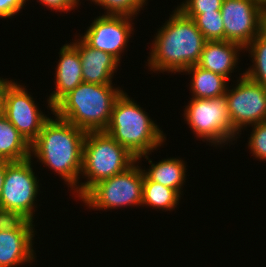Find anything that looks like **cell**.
<instances>
[{"label": "cell", "mask_w": 266, "mask_h": 267, "mask_svg": "<svg viewBox=\"0 0 266 267\" xmlns=\"http://www.w3.org/2000/svg\"><path fill=\"white\" fill-rule=\"evenodd\" d=\"M246 48L251 50L255 63L244 75L266 88V27Z\"/></svg>", "instance_id": "cell-21"}, {"label": "cell", "mask_w": 266, "mask_h": 267, "mask_svg": "<svg viewBox=\"0 0 266 267\" xmlns=\"http://www.w3.org/2000/svg\"><path fill=\"white\" fill-rule=\"evenodd\" d=\"M33 222L27 220L19 229L0 231V267H14L32 261Z\"/></svg>", "instance_id": "cell-13"}, {"label": "cell", "mask_w": 266, "mask_h": 267, "mask_svg": "<svg viewBox=\"0 0 266 267\" xmlns=\"http://www.w3.org/2000/svg\"><path fill=\"white\" fill-rule=\"evenodd\" d=\"M185 109V119L198 137L222 144L236 132L231 124L226 96L211 99L192 98Z\"/></svg>", "instance_id": "cell-7"}, {"label": "cell", "mask_w": 266, "mask_h": 267, "mask_svg": "<svg viewBox=\"0 0 266 267\" xmlns=\"http://www.w3.org/2000/svg\"><path fill=\"white\" fill-rule=\"evenodd\" d=\"M131 16L106 14L97 17L82 39L92 48L110 53L120 61L133 30ZM120 56V57H119Z\"/></svg>", "instance_id": "cell-12"}, {"label": "cell", "mask_w": 266, "mask_h": 267, "mask_svg": "<svg viewBox=\"0 0 266 267\" xmlns=\"http://www.w3.org/2000/svg\"><path fill=\"white\" fill-rule=\"evenodd\" d=\"M261 2L266 6V0H261Z\"/></svg>", "instance_id": "cell-31"}, {"label": "cell", "mask_w": 266, "mask_h": 267, "mask_svg": "<svg viewBox=\"0 0 266 267\" xmlns=\"http://www.w3.org/2000/svg\"><path fill=\"white\" fill-rule=\"evenodd\" d=\"M28 219L17 211L0 207V231L19 229Z\"/></svg>", "instance_id": "cell-26"}, {"label": "cell", "mask_w": 266, "mask_h": 267, "mask_svg": "<svg viewBox=\"0 0 266 267\" xmlns=\"http://www.w3.org/2000/svg\"><path fill=\"white\" fill-rule=\"evenodd\" d=\"M104 7L106 14L133 16L140 11L146 0H92Z\"/></svg>", "instance_id": "cell-23"}, {"label": "cell", "mask_w": 266, "mask_h": 267, "mask_svg": "<svg viewBox=\"0 0 266 267\" xmlns=\"http://www.w3.org/2000/svg\"><path fill=\"white\" fill-rule=\"evenodd\" d=\"M5 178V160H0V197Z\"/></svg>", "instance_id": "cell-30"}, {"label": "cell", "mask_w": 266, "mask_h": 267, "mask_svg": "<svg viewBox=\"0 0 266 267\" xmlns=\"http://www.w3.org/2000/svg\"><path fill=\"white\" fill-rule=\"evenodd\" d=\"M143 180V170L134 163L126 171L95 184L81 199L96 209L142 205Z\"/></svg>", "instance_id": "cell-6"}, {"label": "cell", "mask_w": 266, "mask_h": 267, "mask_svg": "<svg viewBox=\"0 0 266 267\" xmlns=\"http://www.w3.org/2000/svg\"><path fill=\"white\" fill-rule=\"evenodd\" d=\"M253 126L249 147L256 158L266 160V121Z\"/></svg>", "instance_id": "cell-25"}, {"label": "cell", "mask_w": 266, "mask_h": 267, "mask_svg": "<svg viewBox=\"0 0 266 267\" xmlns=\"http://www.w3.org/2000/svg\"><path fill=\"white\" fill-rule=\"evenodd\" d=\"M77 51L81 58L83 82L112 84V74L119 63L117 58L110 53L90 47L82 38L77 41Z\"/></svg>", "instance_id": "cell-15"}, {"label": "cell", "mask_w": 266, "mask_h": 267, "mask_svg": "<svg viewBox=\"0 0 266 267\" xmlns=\"http://www.w3.org/2000/svg\"><path fill=\"white\" fill-rule=\"evenodd\" d=\"M242 49L241 45L226 40L206 41L196 65L229 79L238 62L237 52Z\"/></svg>", "instance_id": "cell-16"}, {"label": "cell", "mask_w": 266, "mask_h": 267, "mask_svg": "<svg viewBox=\"0 0 266 267\" xmlns=\"http://www.w3.org/2000/svg\"><path fill=\"white\" fill-rule=\"evenodd\" d=\"M151 168L148 172L143 171L144 175L151 181L160 183L165 187L175 189L181 194V186L185 181V165L180 159H165L157 164H153L151 160Z\"/></svg>", "instance_id": "cell-19"}, {"label": "cell", "mask_w": 266, "mask_h": 267, "mask_svg": "<svg viewBox=\"0 0 266 267\" xmlns=\"http://www.w3.org/2000/svg\"><path fill=\"white\" fill-rule=\"evenodd\" d=\"M223 0H187L178 9L187 17L194 19L204 12H221Z\"/></svg>", "instance_id": "cell-24"}, {"label": "cell", "mask_w": 266, "mask_h": 267, "mask_svg": "<svg viewBox=\"0 0 266 267\" xmlns=\"http://www.w3.org/2000/svg\"><path fill=\"white\" fill-rule=\"evenodd\" d=\"M40 1L45 6L51 8V10L53 8L58 11H69L77 6L74 0H39V2Z\"/></svg>", "instance_id": "cell-28"}, {"label": "cell", "mask_w": 266, "mask_h": 267, "mask_svg": "<svg viewBox=\"0 0 266 267\" xmlns=\"http://www.w3.org/2000/svg\"><path fill=\"white\" fill-rule=\"evenodd\" d=\"M34 102L25 88L11 80H5L4 116L30 144L49 119L39 112Z\"/></svg>", "instance_id": "cell-11"}, {"label": "cell", "mask_w": 266, "mask_h": 267, "mask_svg": "<svg viewBox=\"0 0 266 267\" xmlns=\"http://www.w3.org/2000/svg\"><path fill=\"white\" fill-rule=\"evenodd\" d=\"M180 197L175 189L153 182L144 175L142 205L146 204L159 210H171L176 207Z\"/></svg>", "instance_id": "cell-20"}, {"label": "cell", "mask_w": 266, "mask_h": 267, "mask_svg": "<svg viewBox=\"0 0 266 267\" xmlns=\"http://www.w3.org/2000/svg\"><path fill=\"white\" fill-rule=\"evenodd\" d=\"M193 20L207 41L224 40V23L221 12H204Z\"/></svg>", "instance_id": "cell-22"}, {"label": "cell", "mask_w": 266, "mask_h": 267, "mask_svg": "<svg viewBox=\"0 0 266 267\" xmlns=\"http://www.w3.org/2000/svg\"><path fill=\"white\" fill-rule=\"evenodd\" d=\"M136 161V157L107 132H87L81 172L88 180L78 185V196L82 198L95 184L126 171Z\"/></svg>", "instance_id": "cell-5"}, {"label": "cell", "mask_w": 266, "mask_h": 267, "mask_svg": "<svg viewBox=\"0 0 266 267\" xmlns=\"http://www.w3.org/2000/svg\"><path fill=\"white\" fill-rule=\"evenodd\" d=\"M60 60L56 70V90L48 99L53 107L74 88L83 82L81 58L77 51V42L66 44L60 49Z\"/></svg>", "instance_id": "cell-14"}, {"label": "cell", "mask_w": 266, "mask_h": 267, "mask_svg": "<svg viewBox=\"0 0 266 267\" xmlns=\"http://www.w3.org/2000/svg\"><path fill=\"white\" fill-rule=\"evenodd\" d=\"M158 31L148 65L154 71L183 72L198 63L206 39L178 8Z\"/></svg>", "instance_id": "cell-2"}, {"label": "cell", "mask_w": 266, "mask_h": 267, "mask_svg": "<svg viewBox=\"0 0 266 267\" xmlns=\"http://www.w3.org/2000/svg\"><path fill=\"white\" fill-rule=\"evenodd\" d=\"M124 92L116 99L105 132L125 147L136 160L161 146L163 132L145 114V111Z\"/></svg>", "instance_id": "cell-4"}, {"label": "cell", "mask_w": 266, "mask_h": 267, "mask_svg": "<svg viewBox=\"0 0 266 267\" xmlns=\"http://www.w3.org/2000/svg\"><path fill=\"white\" fill-rule=\"evenodd\" d=\"M26 0H0V18L14 16L25 5Z\"/></svg>", "instance_id": "cell-27"}, {"label": "cell", "mask_w": 266, "mask_h": 267, "mask_svg": "<svg viewBox=\"0 0 266 267\" xmlns=\"http://www.w3.org/2000/svg\"><path fill=\"white\" fill-rule=\"evenodd\" d=\"M43 125L30 151L40 162L61 175L68 185L76 187L82 170L83 144L86 133L70 122L55 116Z\"/></svg>", "instance_id": "cell-1"}, {"label": "cell", "mask_w": 266, "mask_h": 267, "mask_svg": "<svg viewBox=\"0 0 266 267\" xmlns=\"http://www.w3.org/2000/svg\"><path fill=\"white\" fill-rule=\"evenodd\" d=\"M30 157V143L5 116L0 118V160L22 161Z\"/></svg>", "instance_id": "cell-17"}, {"label": "cell", "mask_w": 266, "mask_h": 267, "mask_svg": "<svg viewBox=\"0 0 266 267\" xmlns=\"http://www.w3.org/2000/svg\"><path fill=\"white\" fill-rule=\"evenodd\" d=\"M184 72L192 74L191 89L193 98L211 99L224 96L227 87L226 77L205 70L197 65L187 68Z\"/></svg>", "instance_id": "cell-18"}, {"label": "cell", "mask_w": 266, "mask_h": 267, "mask_svg": "<svg viewBox=\"0 0 266 267\" xmlns=\"http://www.w3.org/2000/svg\"><path fill=\"white\" fill-rule=\"evenodd\" d=\"M111 85L82 82L53 107V113L85 132L105 131L123 92Z\"/></svg>", "instance_id": "cell-3"}, {"label": "cell", "mask_w": 266, "mask_h": 267, "mask_svg": "<svg viewBox=\"0 0 266 267\" xmlns=\"http://www.w3.org/2000/svg\"><path fill=\"white\" fill-rule=\"evenodd\" d=\"M5 106V79H0V118L4 116Z\"/></svg>", "instance_id": "cell-29"}, {"label": "cell", "mask_w": 266, "mask_h": 267, "mask_svg": "<svg viewBox=\"0 0 266 267\" xmlns=\"http://www.w3.org/2000/svg\"><path fill=\"white\" fill-rule=\"evenodd\" d=\"M38 182L31 167V157L22 161H5V178L0 207L17 211L33 222L34 200Z\"/></svg>", "instance_id": "cell-9"}, {"label": "cell", "mask_w": 266, "mask_h": 267, "mask_svg": "<svg viewBox=\"0 0 266 267\" xmlns=\"http://www.w3.org/2000/svg\"><path fill=\"white\" fill-rule=\"evenodd\" d=\"M220 11L224 40L244 49L266 27V6L261 0H223Z\"/></svg>", "instance_id": "cell-8"}, {"label": "cell", "mask_w": 266, "mask_h": 267, "mask_svg": "<svg viewBox=\"0 0 266 267\" xmlns=\"http://www.w3.org/2000/svg\"><path fill=\"white\" fill-rule=\"evenodd\" d=\"M238 85L225 93L233 129L266 121V88L248 79L244 73Z\"/></svg>", "instance_id": "cell-10"}]
</instances>
